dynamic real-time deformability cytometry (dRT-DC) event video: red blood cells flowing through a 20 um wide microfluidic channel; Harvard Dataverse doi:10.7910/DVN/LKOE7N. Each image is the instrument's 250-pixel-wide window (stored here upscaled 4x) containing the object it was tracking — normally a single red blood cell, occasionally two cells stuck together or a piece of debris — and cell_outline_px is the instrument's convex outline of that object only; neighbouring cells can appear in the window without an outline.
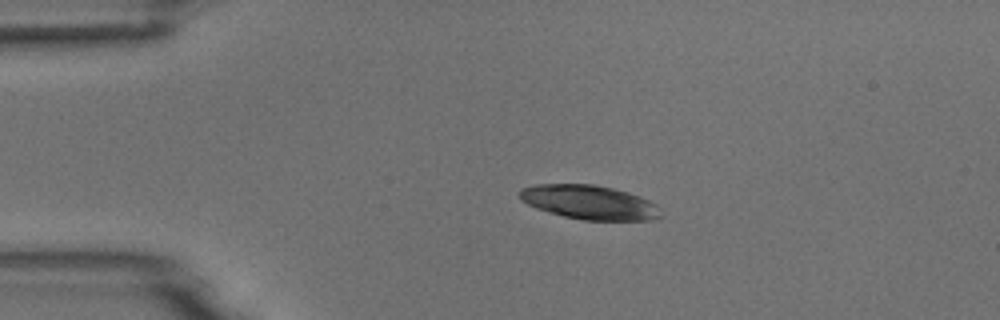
{"species": "common noctule bat (a hibernating species)", "species_latin": "Nyctalus noctula", "temperature_condition": "room temperature", "stored_images_in_passage": 4, "camera_frame_rate_fps": 3000, "um_per_image_px": 0.085, "animal": {"sex": "male", "body_mass_g": 18.8}, "frame": {"image": 1, "passage_image": 3, "time_ms": 0.667, "image_size_px": [1000, 320], "cell_outline_px": [[664, 216], [656, 220], [584, 220], [564, 216], [548, 212], [536, 208], [520, 200], [520, 188], [536, 184], [596, 184], [628, 192], [640, 196], [656, 204], [660, 208]], "centroid_in_image_um": [50.14, 17.2], "position_along_channel_um": 34.9, "area_um2": 28.32}}